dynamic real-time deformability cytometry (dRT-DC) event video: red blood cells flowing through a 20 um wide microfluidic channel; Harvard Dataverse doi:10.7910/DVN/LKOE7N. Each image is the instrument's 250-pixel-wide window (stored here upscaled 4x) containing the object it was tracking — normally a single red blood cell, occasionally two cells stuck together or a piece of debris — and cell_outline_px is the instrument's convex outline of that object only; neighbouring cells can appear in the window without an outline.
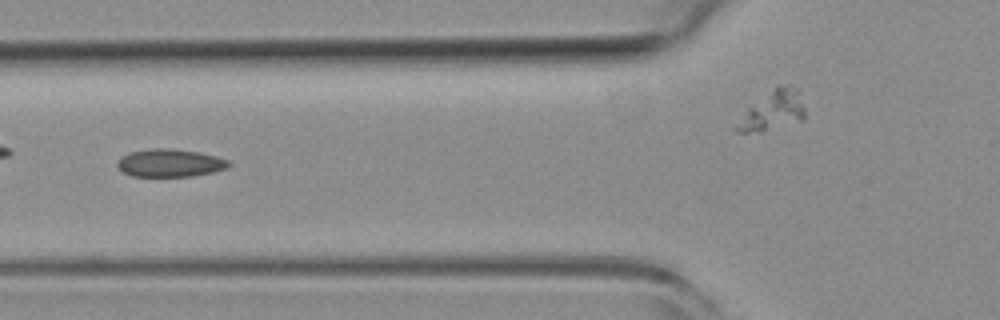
{"species": "common noctule bat (a hibernating species)", "species_latin": "Nyctalus noctula", "temperature_condition": "room temperature", "stored_images_in_passage": 43, "camera_frame_rate_fps": 3000, "um_per_image_px": 0.085, "animal": {"sex": "female", "body_mass_g": 19.3, "forearm_length_mm": 54.1}, "frame": {"image": 1, "passage_image": 19, "time_ms": 6.0, "image_size_px": [1000, 320], "cell_outline_px": [[232, 164], [228, 168], [212, 172], [192, 176], [132, 176], [124, 172], [116, 164], [128, 152], [156, 148], [168, 148], [200, 152], [216, 156], [228, 160]], "centroid_in_image_um": [14.5, 13.85], "position_along_channel_um": 111.3, "area_um2": 17.92}}
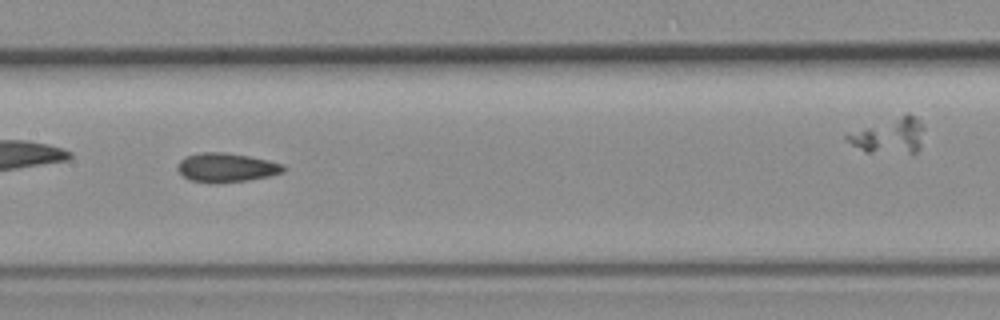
{"frame": {"image": 2, "passage_image": 25, "time_ms": 8.0, "image_size_px": [1000, 320], "cell_outline_px": [[288, 168], [284, 172], [268, 176], [248, 180], [216, 184], [188, 180], [176, 168], [180, 160], [184, 156], [200, 152], [224, 152], [248, 156], [268, 160], [284, 164]], "centroid_in_image_um": [19.24, 14.24], "position_along_channel_um": 188.2, "area_um2": 18.21}}
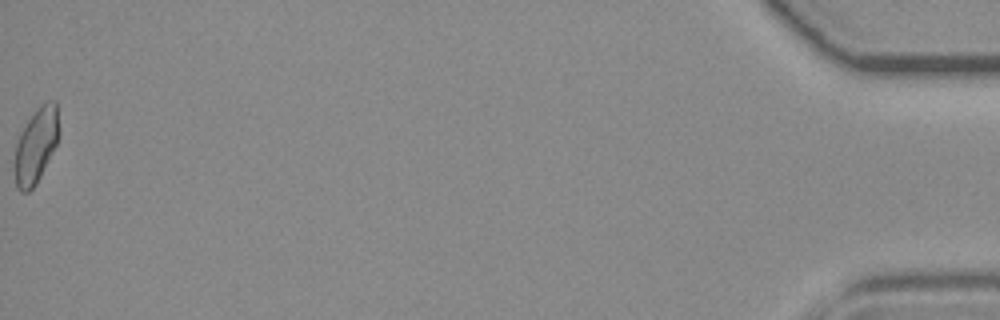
{"frame": {"image": 3, "passage_image": 43, "time_ms": 14.0, "image_size_px": [1000, 320], "cell_outline_px": [[56, 144], [36, 184], [28, 192], [20, 192], [16, 188], [12, 164], [16, 144], [20, 132], [36, 108], [44, 100], [56, 100]], "centroid_in_image_um": [2.97, 12.41], "position_along_channel_um": 432.2, "area_um2": 19.25}, "authors_computed_cell_mechanics": {"area_um2": 17.9758, "velocity_mm_per_s": 3.8269, "shape_relaxation_time_tau1_ms": null, "shape_relaxation_time_tau2_ms": 3.5035, "deformation_change_tau1": null, "deformation_change_tau2": 0.0958}}